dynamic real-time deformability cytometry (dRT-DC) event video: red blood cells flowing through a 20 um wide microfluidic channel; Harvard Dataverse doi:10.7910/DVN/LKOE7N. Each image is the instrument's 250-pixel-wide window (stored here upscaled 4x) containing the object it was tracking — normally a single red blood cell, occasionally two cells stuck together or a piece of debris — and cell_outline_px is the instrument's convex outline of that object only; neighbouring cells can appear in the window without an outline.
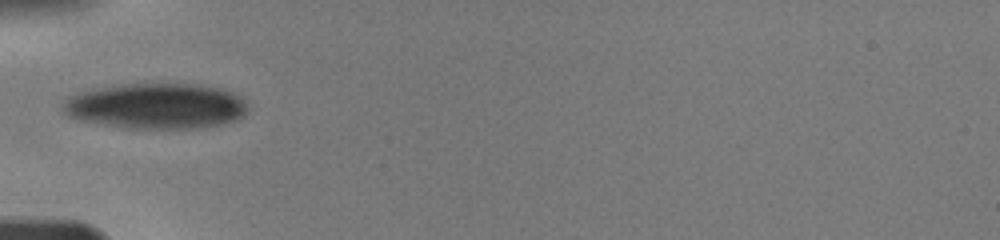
{"species": "human", "species_latin": "Homo sapiens", "temperature_condition": "warm", "stored_images_in_passage": 4, "camera_frame_rate_fps": 3000, "um_per_image_px": 0.085, "donor": {"sex": "male"}, "frame": {"image": 1, "passage_image": 1, "time_ms": 0.0, "image_size_px": [1000, 240], "cell_outline_px": [[248, 108], [244, 116], [236, 120], [220, 124], [200, 128], [128, 128], [76, 120], [68, 116], [60, 108], [60, 104], [68, 96], [76, 92], [88, 88], [120, 84], [204, 84], [236, 92], [244, 100]], "centroid_in_image_um": [13.22, 8.99], "position_along_channel_um": 71.8, "area_um2": 50.05}}
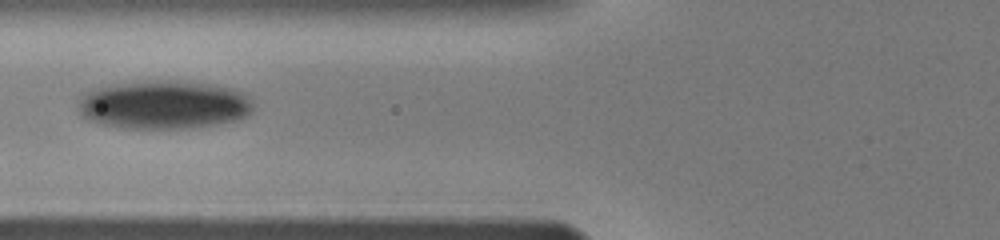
{"frame": {"image": 2, "passage_image": 3, "time_ms": 1.0, "image_size_px": [1000, 240], "cell_outline_px": [[252, 112], [248, 116], [240, 120], [192, 128], [124, 128], [104, 124], [88, 120], [80, 112], [80, 96], [84, 92], [92, 88], [104, 84], [136, 80], [188, 80], [216, 84], [232, 88], [244, 92], [252, 100]], "centroid_in_image_um": [13.95, 8.86], "position_along_channel_um": 111.8, "area_um2": 50.75}}